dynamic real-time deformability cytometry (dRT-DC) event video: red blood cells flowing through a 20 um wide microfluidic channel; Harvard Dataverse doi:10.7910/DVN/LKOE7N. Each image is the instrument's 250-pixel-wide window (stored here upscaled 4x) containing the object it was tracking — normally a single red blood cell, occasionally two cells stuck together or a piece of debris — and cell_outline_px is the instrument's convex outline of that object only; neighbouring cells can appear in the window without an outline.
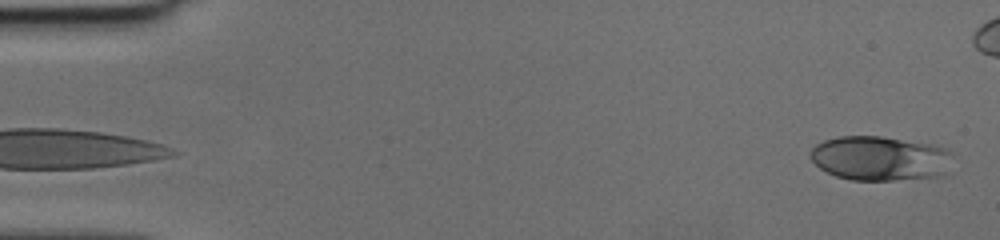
{"species": "human", "species_latin": "Homo sapiens", "temperature_condition": "cold", "stored_images_in_passage": 46, "camera_frame_rate_fps": 3000, "um_per_image_px": 0.085, "donor": {"sex": "female"}, "frame": {"image": 1, "passage_image": 1, "time_ms": 0.0, "image_size_px": [1000, 240], "cell_outline_px": [[956, 152], [936, 176], [892, 180], [852, 180], [836, 176], [820, 168], [812, 160], [812, 148], [816, 144], [824, 140], [840, 136], [880, 136], [932, 144], [948, 148]], "centroid_in_image_um": [74.77, 13.43], "position_along_channel_um": 10.2, "area_um2": 36.41}}
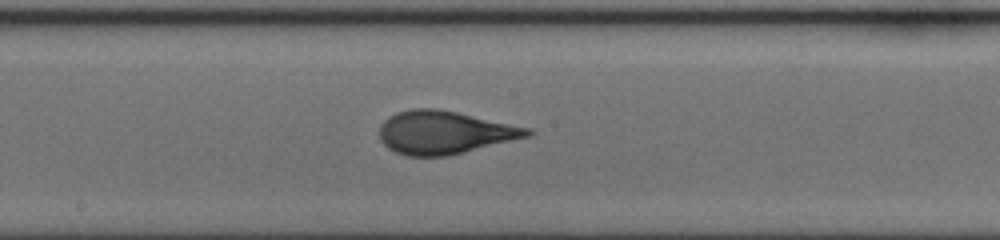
{"frame": {"image": 2, "passage_image": 26, "time_ms": 8.333, "image_size_px": [1000, 240], "cell_outline_px": [[536, 132], [528, 136], [448, 156], [408, 156], [396, 152], [388, 148], [380, 140], [380, 124], [388, 116], [396, 112], [412, 108], [436, 108], [456, 112], [532, 128]], "centroid_in_image_um": [37.76, 11.25], "position_along_channel_um": 210.4, "area_um2": 37.05}}
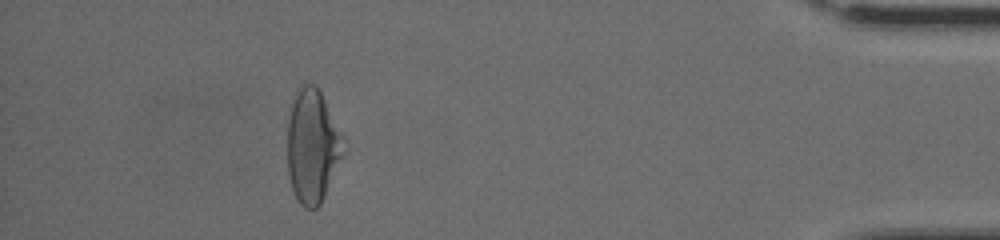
{"frame": {"image": 3, "passage_image": 44, "time_ms": 14.333, "image_size_px": [1000, 240], "cell_outline_px": [[344, 156], [320, 204], [316, 208], [304, 208], [300, 204], [292, 188], [288, 176], [288, 120], [292, 100], [296, 88], [300, 84], [316, 84], [344, 136]], "centroid_in_image_um": [26.56, 12.39], "position_along_channel_um": 408.6, "area_um2": 37.4}}